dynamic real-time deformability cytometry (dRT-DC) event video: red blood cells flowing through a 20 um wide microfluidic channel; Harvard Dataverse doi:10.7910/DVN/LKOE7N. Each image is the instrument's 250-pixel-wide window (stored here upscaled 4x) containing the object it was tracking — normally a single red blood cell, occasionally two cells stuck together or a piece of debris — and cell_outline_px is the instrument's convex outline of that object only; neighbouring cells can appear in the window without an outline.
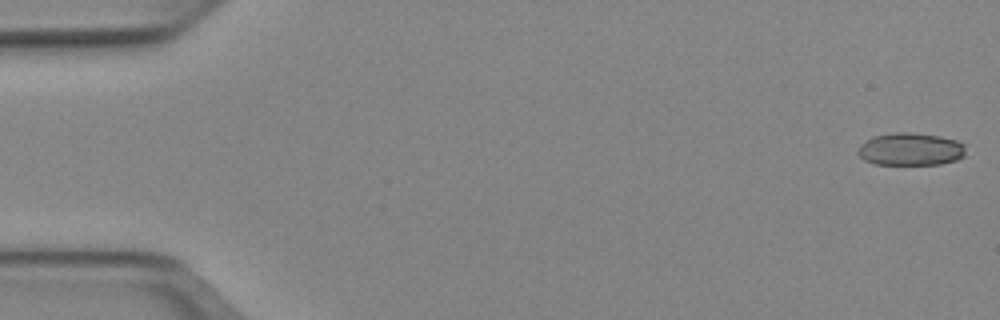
{"species": "Egyptian fruit bat (a non-hibernating species)", "species_latin": "Rousettus aegyptiacus", "temperature_condition": "cold", "stored_images_in_passage": 51, "camera_frame_rate_fps": 3000, "um_per_image_px": 0.085, "animal": {"sex": "female"}, "frame": {"image": 1, "passage_image": 1, "time_ms": 0.0, "image_size_px": [1000, 320], "cell_outline_px": [[964, 156], [956, 160], [940, 164], [876, 164], [864, 160], [856, 152], [860, 144], [872, 136], [896, 132], [908, 132], [940, 136], [956, 140], [964, 144]], "centroid_in_image_um": [77.37, 12.68], "position_along_channel_um": 7.6, "area_um2": 20.52}}
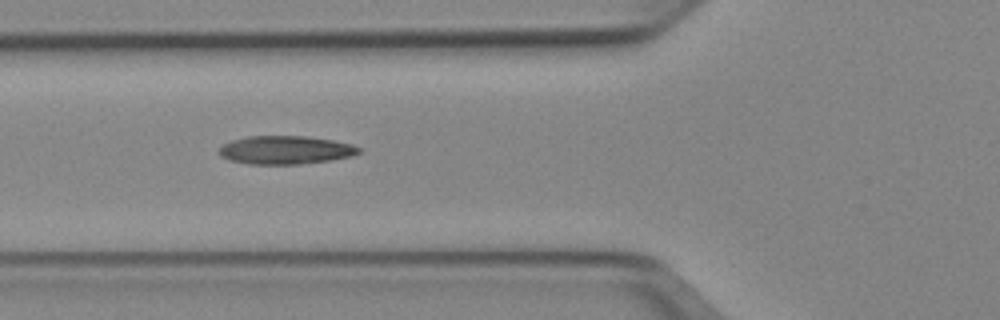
{"frame": {"image": 2, "passage_image": 19, "time_ms": 6.0, "image_size_px": [1000, 320], "cell_outline_px": [[360, 152], [352, 156], [328, 160], [300, 164], [248, 164], [228, 160], [220, 156], [216, 152], [224, 144], [232, 140], [248, 136], [304, 136], [332, 140], [352, 144], [360, 148]], "centroid_in_image_um": [24.22, 12.75], "position_along_channel_um": 101.6, "area_um2": 23.06}}
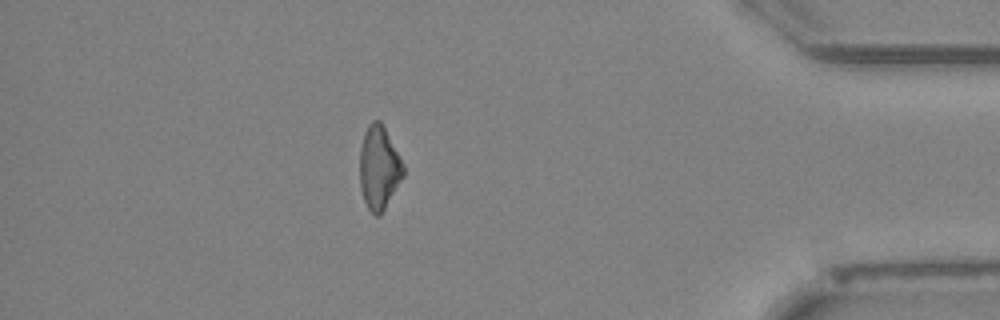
{"frame": {"image": 3, "passage_image": 45, "time_ms": 14.667, "image_size_px": [1000, 320], "cell_outline_px": [[404, 176], [380, 216], [376, 216], [368, 208], [364, 200], [360, 188], [360, 148], [364, 132], [368, 124], [372, 120], [380, 120], [404, 164]], "centroid_in_image_um": [32.21, 14.25], "position_along_channel_um": 403.0, "area_um2": 21.15}, "authors_computed_cell_mechanics": {"area_um2": 21.7906, "velocity_mm_per_s": 3.9637, "shape_relaxation_time_tau1_ms": 8.1248, "shape_relaxation_time_tau2_ms": 4.6434, "deformation_change_tau1": 0.1983, "deformation_change_tau2": 0.1322}}